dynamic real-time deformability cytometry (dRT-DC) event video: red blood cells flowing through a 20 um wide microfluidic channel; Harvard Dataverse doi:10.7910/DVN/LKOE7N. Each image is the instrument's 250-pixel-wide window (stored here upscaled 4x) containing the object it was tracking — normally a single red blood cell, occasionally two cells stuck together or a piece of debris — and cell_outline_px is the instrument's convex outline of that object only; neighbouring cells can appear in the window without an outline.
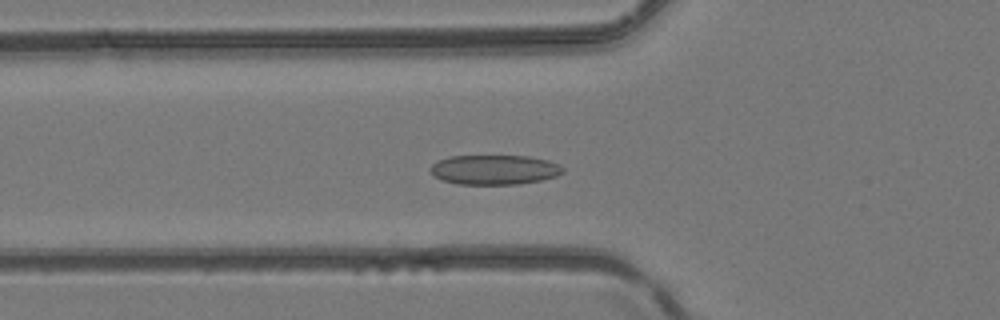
{"species": "common noctule bat (a hibernating species)", "species_latin": "Nyctalus noctula", "temperature_condition": "room temperature", "stored_images_in_passage": 31, "camera_frame_rate_fps": 3000, "um_per_image_px": 0.085, "animal": {"sex": "female", "body_mass_g": 24.6, "forearm_length_mm": 56.2}, "frame": {"image": 1, "passage_image": 3, "time_ms": 0.667, "image_size_px": [1000, 320], "cell_outline_px": [[564, 172], [556, 176], [540, 180], [516, 184], [456, 184], [444, 180], [436, 176], [428, 168], [432, 164], [448, 156], [528, 156], [548, 160], [560, 164], [564, 168]], "centroid_in_image_um": [42.05, 14.42], "position_along_channel_um": 83.8, "area_um2": 22.83}}
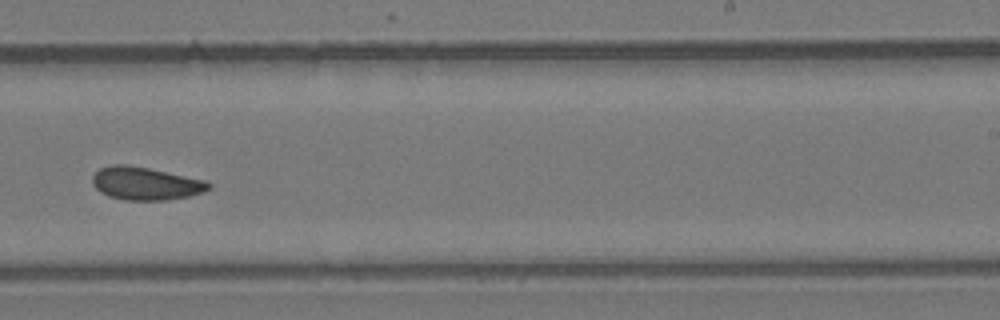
{"frame": {"image": 2, "passage_image": 15, "time_ms": 4.667, "image_size_px": [1000, 320], "cell_outline_px": [[212, 188], [204, 192], [188, 196], [164, 200], [124, 200], [108, 196], [100, 192], [92, 184], [92, 176], [100, 168], [112, 164], [128, 164], [148, 168], [204, 180], [212, 184]], "centroid_in_image_um": [12.35, 15.59], "position_along_channel_um": 276.6, "area_um2": 22.31}}
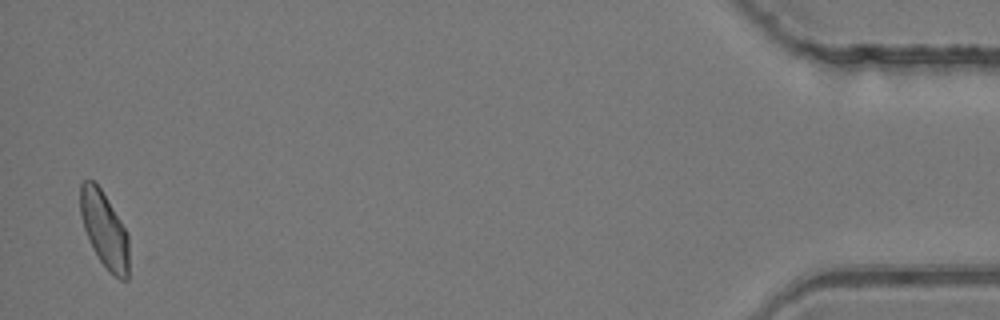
{"frame": {"image": 3, "passage_image": 30, "time_ms": 9.667, "image_size_px": [1000, 320], "cell_outline_px": [[128, 280], [120, 280], [100, 260], [84, 228], [80, 212], [80, 184], [84, 180], [92, 180], [100, 188], [120, 220], [128, 236]], "centroid_in_image_um": [8.87, 19.49], "position_along_channel_um": 426.3, "area_um2": 20.81}}